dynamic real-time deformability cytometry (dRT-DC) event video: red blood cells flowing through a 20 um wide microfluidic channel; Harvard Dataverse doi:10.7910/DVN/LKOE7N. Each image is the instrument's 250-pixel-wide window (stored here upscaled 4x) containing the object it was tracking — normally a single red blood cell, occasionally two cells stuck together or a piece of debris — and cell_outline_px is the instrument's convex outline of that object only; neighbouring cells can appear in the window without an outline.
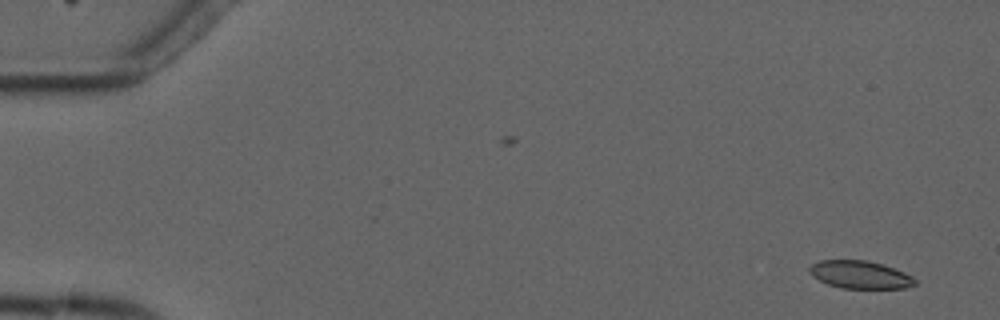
{"species": "common noctule bat (a hibernating species)", "species_latin": "Nyctalus noctula", "temperature_condition": "cold", "stored_images_in_passage": 2, "camera_frame_rate_fps": 3000, "um_per_image_px": 0.085, "animal": {"sex": "male", "forearm_length_mm": 52.5}, "frame": {"image": 1, "passage_image": 2, "time_ms": 1.333, "image_size_px": [1000, 320], "cell_outline_px": [[916, 284], [904, 288], [840, 288], [828, 284], [812, 276], [808, 268], [812, 264], [820, 260], [864, 260], [884, 264], [904, 272], [912, 276], [916, 280]], "centroid_in_image_um": [73.11, 23.34], "position_along_channel_um": 11.9, "area_um2": 17.05}}